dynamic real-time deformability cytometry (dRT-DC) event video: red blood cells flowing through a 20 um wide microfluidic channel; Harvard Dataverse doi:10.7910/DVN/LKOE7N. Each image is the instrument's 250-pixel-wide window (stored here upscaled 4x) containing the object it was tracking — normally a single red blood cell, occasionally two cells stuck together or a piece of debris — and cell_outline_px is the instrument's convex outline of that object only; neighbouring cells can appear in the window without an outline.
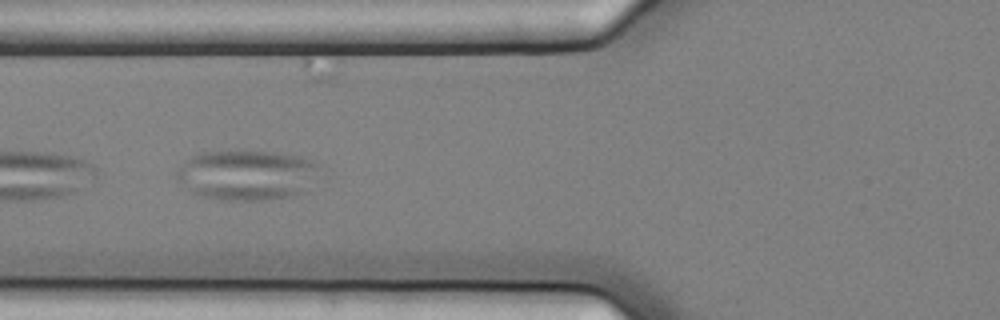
{"species": "common noctule bat (a hibernating species)", "species_latin": "Nyctalus noctula", "temperature_condition": "cold", "stored_images_in_passage": 8, "camera_frame_rate_fps": 3000, "um_per_image_px": 0.085, "animal": {"sex": "female", "body_mass_g": 25.1}, "frame": {"image": 1, "passage_image": 7, "time_ms": 2.0, "image_size_px": [1000, 320], "cell_outline_px": [[320, 168], [304, 192], [292, 196], [264, 200], [220, 200], [204, 196], [192, 192], [176, 176], [176, 172], [192, 156], [200, 152], [276, 152], [300, 156], [312, 160], [320, 164]], "centroid_in_image_um": [21.03, 14.88], "position_along_channel_um": 104.8, "area_um2": 41.15}}